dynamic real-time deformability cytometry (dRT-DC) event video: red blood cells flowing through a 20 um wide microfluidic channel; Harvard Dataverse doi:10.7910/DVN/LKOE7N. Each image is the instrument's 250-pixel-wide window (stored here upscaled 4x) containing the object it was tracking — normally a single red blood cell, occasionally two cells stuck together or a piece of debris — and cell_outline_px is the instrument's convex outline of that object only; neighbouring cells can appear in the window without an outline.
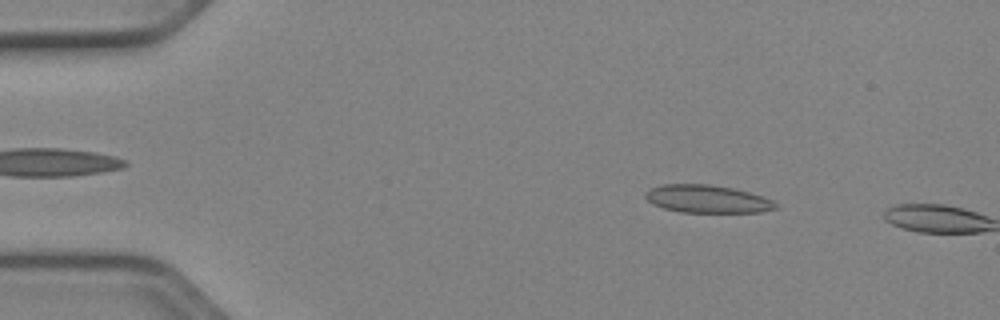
{"species": "Egyptian fruit bat (a non-hibernating species)", "species_latin": "Rousettus aegyptiacus", "temperature_condition": "cold", "stored_images_in_passage": 8, "camera_frame_rate_fps": 3000, "um_per_image_px": 0.085, "animal": {"sex": "female"}, "frame": {"image": 1, "passage_image": 7, "time_ms": 2.0, "image_size_px": [1000, 320], "cell_outline_px": [[780, 208], [760, 212], [680, 212], [664, 208], [652, 204], [644, 196], [644, 192], [648, 188], [664, 184], [708, 184], [732, 188], [764, 196], [780, 204]], "centroid_in_image_um": [60.13, 16.91], "position_along_channel_um": 24.9, "area_um2": 21.33}}